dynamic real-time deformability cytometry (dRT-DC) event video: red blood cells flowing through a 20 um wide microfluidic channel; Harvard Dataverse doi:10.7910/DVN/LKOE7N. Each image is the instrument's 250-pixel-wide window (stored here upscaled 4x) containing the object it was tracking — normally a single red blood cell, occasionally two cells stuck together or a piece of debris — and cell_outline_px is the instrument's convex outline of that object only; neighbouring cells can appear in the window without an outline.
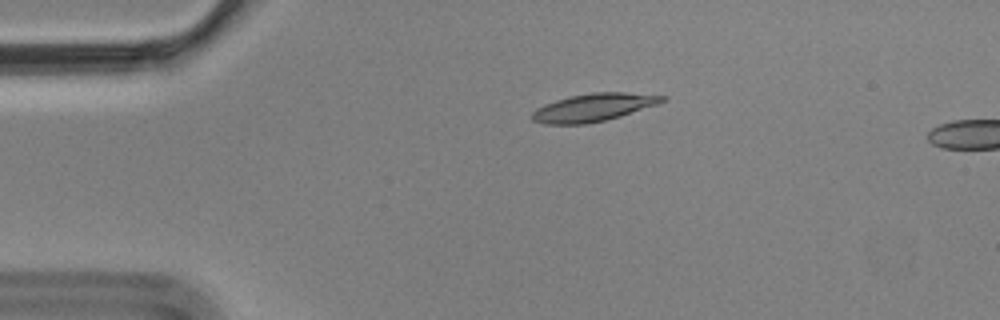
{"species": "Egyptian fruit bat (a non-hibernating species)", "species_latin": "Rousettus aegyptiacus", "temperature_condition": "cold", "stored_images_in_passage": 2, "camera_frame_rate_fps": 3000, "um_per_image_px": 0.085, "animal": {"sex": "male"}, "frame": {"image": 1, "passage_image": 1, "time_ms": 0.0, "image_size_px": [1000, 320], "cell_outline_px": [[668, 100], [620, 116], [604, 120], [584, 124], [544, 124], [532, 120], [532, 112], [536, 108], [544, 104], [568, 96], [592, 92], [624, 92], [668, 96]], "centroid_in_image_um": [50.43, 9.12], "position_along_channel_um": 34.6, "area_um2": 21.04}}